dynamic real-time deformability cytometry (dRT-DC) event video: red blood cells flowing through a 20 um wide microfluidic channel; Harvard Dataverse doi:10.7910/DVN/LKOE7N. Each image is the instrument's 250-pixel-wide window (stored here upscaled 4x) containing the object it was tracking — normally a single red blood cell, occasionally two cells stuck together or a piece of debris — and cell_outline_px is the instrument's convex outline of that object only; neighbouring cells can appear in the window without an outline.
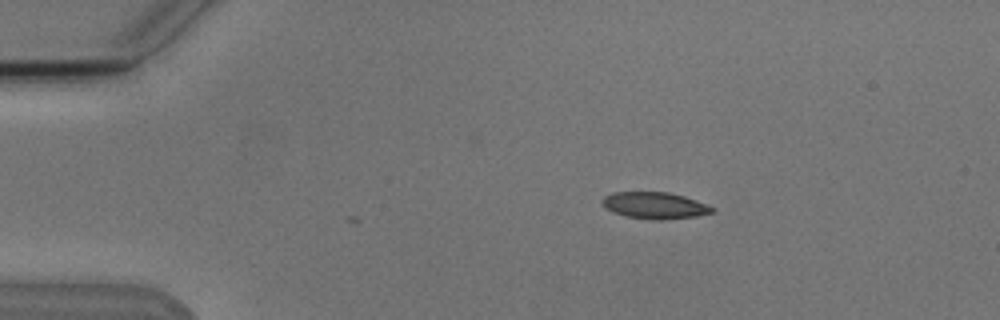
{"species": "Egyptian fruit bat (a non-hibernating species)", "species_latin": "Rousettus aegyptiacus", "temperature_condition": "cold", "stored_images_in_passage": 3, "camera_frame_rate_fps": 3000, "um_per_image_px": 0.085, "animal": {"sex": "male"}, "frame": {"image": 1, "passage_image": 1, "time_ms": 0.0, "image_size_px": [1000, 320], "cell_outline_px": [[716, 212], [696, 216], [660, 220], [656, 220], [624, 216], [612, 212], [604, 208], [600, 200], [604, 196], [612, 192], [668, 192], [684, 196], [696, 200], [716, 208]], "centroid_in_image_um": [55.63, 17.46], "position_along_channel_um": 29.4, "area_um2": 17.28}}